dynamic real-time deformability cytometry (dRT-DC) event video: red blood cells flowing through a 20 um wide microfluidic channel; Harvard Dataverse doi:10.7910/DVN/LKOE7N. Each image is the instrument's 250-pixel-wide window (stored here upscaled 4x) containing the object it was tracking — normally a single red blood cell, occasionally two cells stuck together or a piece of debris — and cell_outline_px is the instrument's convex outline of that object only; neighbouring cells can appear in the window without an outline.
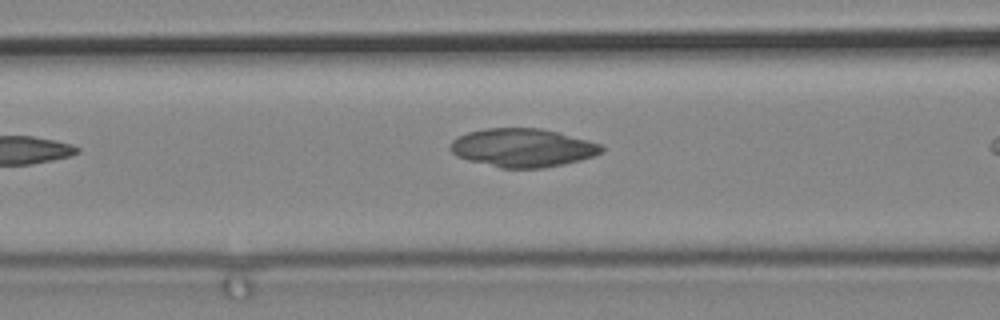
{"species": "common noctule bat (a hibernating species)", "species_latin": "Nyctalus noctula", "temperature_condition": "cold", "stored_images_in_passage": 6, "camera_frame_rate_fps": 3000, "um_per_image_px": 0.085, "animal": {"sex": "male", "body_mass_g": 19.2, "forearm_length_mm": 51.8}, "frame": {"image": 1, "passage_image": 5, "time_ms": 1.333, "image_size_px": [1000, 320], "cell_outline_px": [[604, 152], [580, 160], [564, 164], [544, 168], [500, 168], [468, 160], [456, 156], [448, 148], [448, 144], [452, 140], [468, 132], [484, 128], [540, 128], [588, 140], [600, 144], [604, 148]], "centroid_in_image_um": [44.39, 12.56], "position_along_channel_um": 122.2, "area_um2": 33.93}}